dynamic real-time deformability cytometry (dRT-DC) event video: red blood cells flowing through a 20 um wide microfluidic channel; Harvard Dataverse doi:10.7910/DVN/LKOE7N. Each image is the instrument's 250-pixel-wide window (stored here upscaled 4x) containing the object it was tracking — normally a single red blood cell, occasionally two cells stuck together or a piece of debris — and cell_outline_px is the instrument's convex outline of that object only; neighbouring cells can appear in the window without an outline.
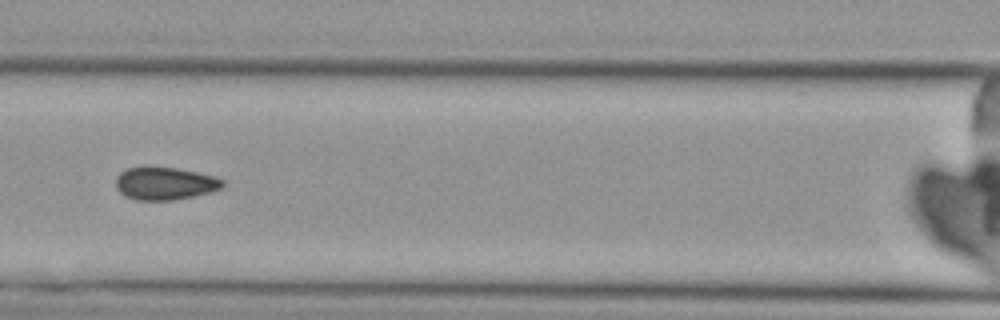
{"species": "Egyptian fruit bat (a non-hibernating species)", "species_latin": "Rousettus aegyptiacus", "temperature_condition": "cold", "stored_images_in_passage": 8, "camera_frame_rate_fps": 3000, "um_per_image_px": 0.085, "animal": {"sex": "female"}, "frame": {"image": 1, "passage_image": 6, "time_ms": 5.667, "image_size_px": [1000, 320], "cell_outline_px": [[224, 188], [212, 192], [172, 200], [136, 200], [124, 196], [116, 188], [116, 176], [120, 172], [128, 168], [144, 164], [176, 168], [216, 176], [224, 180]], "centroid_in_image_um": [14.0, 15.56], "position_along_channel_um": 152.6, "area_um2": 20.98}}
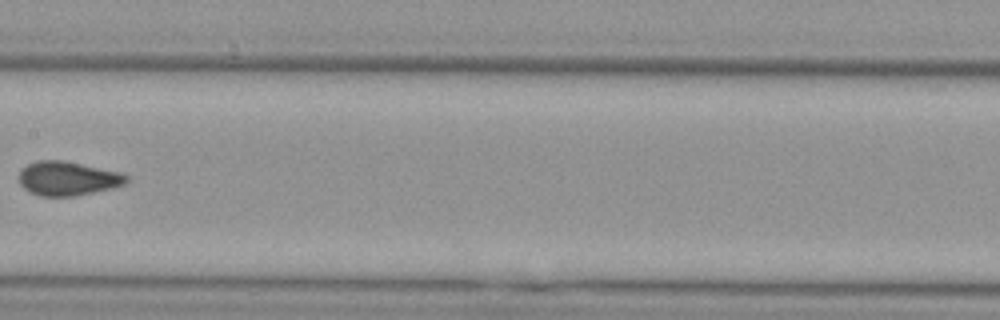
{"frame": {"image": 2, "passage_image": 7, "time_ms": 7.0, "image_size_px": [1000, 320], "cell_outline_px": [[128, 180], [124, 184], [112, 188], [72, 196], [40, 196], [24, 188], [20, 184], [20, 168], [36, 160], [64, 160], [120, 172], [128, 176]], "centroid_in_image_um": [5.74, 15.15], "position_along_channel_um": 201.7, "area_um2": 21.21}}
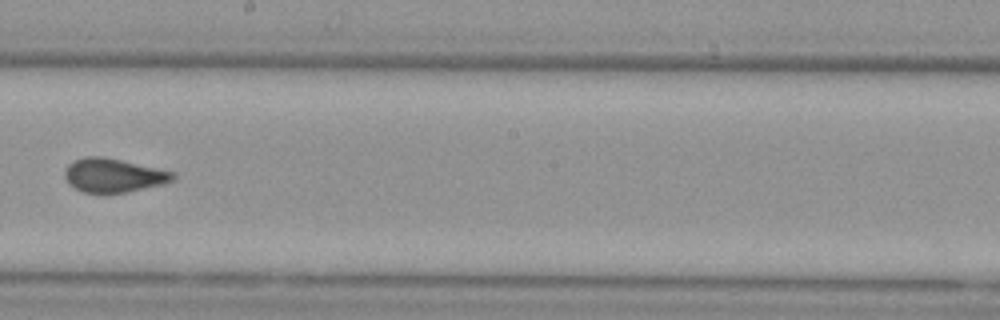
{"frame": {"image": 3, "passage_image": 8, "time_ms": 8.0, "image_size_px": [1000, 320], "cell_outline_px": [[176, 176], [172, 180], [164, 184], [128, 192], [104, 196], [100, 196], [84, 192], [68, 184], [64, 176], [64, 172], [68, 164], [84, 156], [104, 156], [176, 172]], "centroid_in_image_um": [9.64, 14.94], "position_along_channel_um": 238.6, "area_um2": 22.02}}